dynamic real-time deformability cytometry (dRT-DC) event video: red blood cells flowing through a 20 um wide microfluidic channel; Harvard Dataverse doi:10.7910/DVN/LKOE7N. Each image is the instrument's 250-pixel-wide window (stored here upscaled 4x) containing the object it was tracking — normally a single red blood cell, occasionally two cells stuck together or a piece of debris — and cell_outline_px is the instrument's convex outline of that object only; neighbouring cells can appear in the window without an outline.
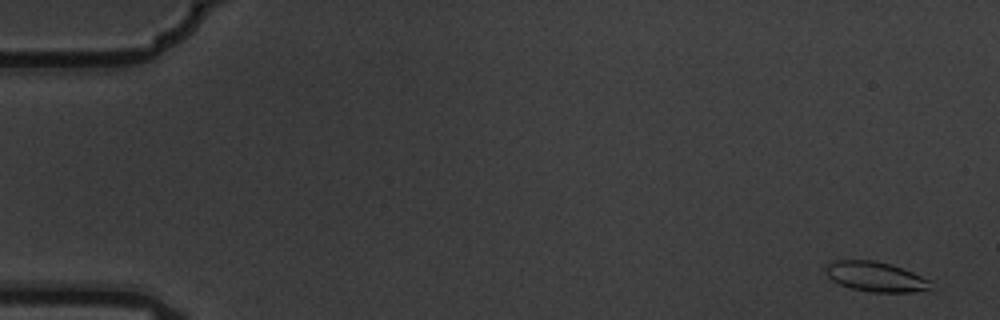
{"species": "common noctule bat (a hibernating species)", "species_latin": "Nyctalus noctula", "temperature_condition": "warm", "stored_images_in_passage": 5, "camera_frame_rate_fps": 3000, "um_per_image_px": 0.085, "animal": {"sex": "male", "body_mass_g": 19.5, "forearm_length_mm": 54.6}, "frame": {"image": 1, "passage_image": 1, "time_ms": 0.0, "image_size_px": [1000, 320], "cell_outline_px": [[932, 292], [872, 292], [852, 288], [840, 284], [832, 280], [828, 276], [824, 268], [828, 264], [836, 260], [872, 260], [892, 264], [932, 280]], "centroid_in_image_um": [74.52, 23.53], "position_along_channel_um": 10.5, "area_um2": 18.55}}